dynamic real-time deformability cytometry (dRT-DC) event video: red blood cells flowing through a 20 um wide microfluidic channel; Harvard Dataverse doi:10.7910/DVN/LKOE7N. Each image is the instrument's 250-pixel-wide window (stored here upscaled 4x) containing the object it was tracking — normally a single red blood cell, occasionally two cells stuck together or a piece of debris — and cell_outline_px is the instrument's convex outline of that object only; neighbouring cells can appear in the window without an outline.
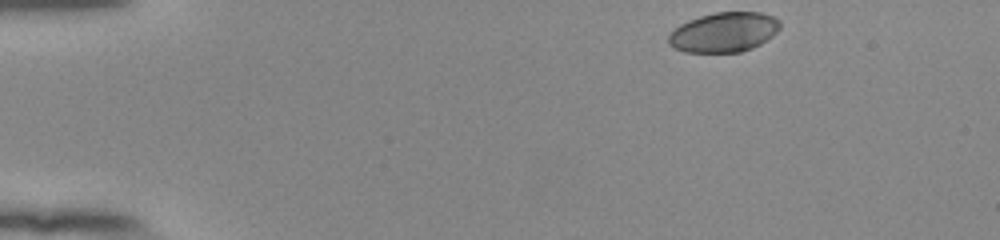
{"species": "human", "species_latin": "Homo sapiens", "temperature_condition": "room temperature", "stored_images_in_passage": 48, "camera_frame_rate_fps": 3000, "um_per_image_px": 0.085, "donor": {"sex": "female"}, "frame": {"image": 1, "passage_image": 1, "time_ms": 0.0, "image_size_px": [1000, 240], "cell_outline_px": [[780, 28], [772, 36], [760, 44], [752, 48], [740, 52], [684, 52], [668, 44], [668, 36], [680, 24], [688, 20], [700, 16], [716, 12], [760, 12], [772, 16], [780, 20]], "centroid_in_image_um": [61.54, 2.74], "position_along_channel_um": 23.5, "area_um2": 25.78}}
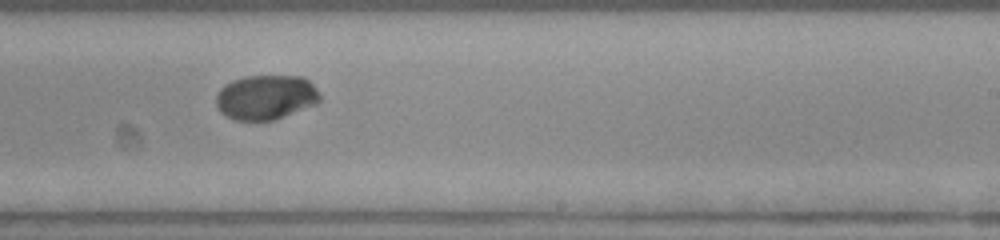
{"frame": {"image": 2, "passage_image": 28, "time_ms": 9.0, "image_size_px": [1000, 240], "cell_outline_px": [[320, 100], [316, 104], [272, 120], [236, 120], [220, 112], [216, 104], [216, 96], [220, 88], [232, 80], [244, 76], [304, 76], [316, 88], [320, 96]], "centroid_in_image_um": [22.59, 8.25], "position_along_channel_um": 266.4, "area_um2": 26.88}}
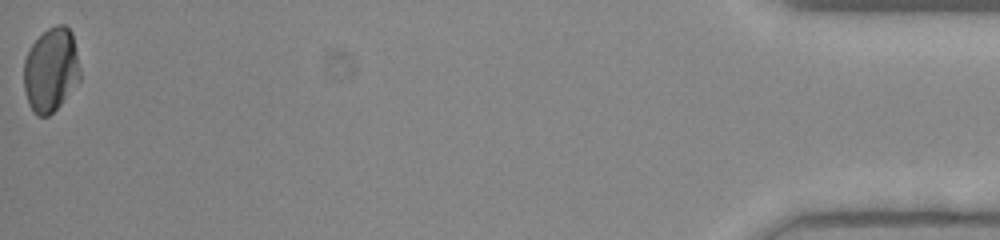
{"frame": {"image": 3, "passage_image": 48, "time_ms": 15.667, "image_size_px": [1000, 240], "cell_outline_px": [[80, 80], [60, 104], [48, 116], [36, 116], [28, 104], [24, 92], [24, 60], [32, 44], [48, 28], [56, 24], [64, 24], [72, 32], [80, 68]], "centroid_in_image_um": [4.32, 5.94], "position_along_channel_um": 430.9, "area_um2": 27.51}, "authors_computed_cell_mechanics": {"area_um2": 27.4839, "velocity_mm_per_s": 3.8016, "shape_relaxation_time_tau1_ms": 3.8067, "shape_relaxation_time_tau2_ms": null, "deformation_change_tau1": 0.16, "deformation_change_tau2": null}}